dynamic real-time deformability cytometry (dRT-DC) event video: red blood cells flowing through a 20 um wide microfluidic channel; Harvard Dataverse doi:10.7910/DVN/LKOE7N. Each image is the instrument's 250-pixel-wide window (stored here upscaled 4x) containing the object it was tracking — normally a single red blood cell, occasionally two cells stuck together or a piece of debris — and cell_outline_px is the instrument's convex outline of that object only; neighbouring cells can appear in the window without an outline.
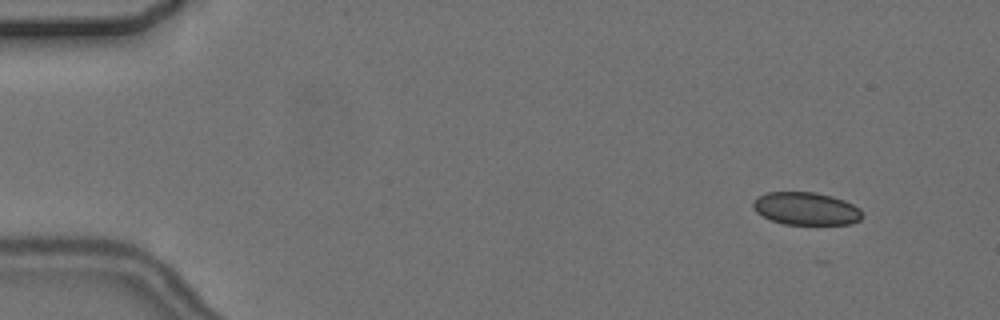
{"species": "common noctule bat (a hibernating species)", "species_latin": "Nyctalus noctula", "temperature_condition": "cold", "stored_images_in_passage": 5, "camera_frame_rate_fps": 3000, "um_per_image_px": 0.085, "animal": {"sex": "female", "body_mass_g": 24.6, "forearm_length_mm": 56.2}, "frame": {"image": 1, "passage_image": 2, "time_ms": 1.0, "image_size_px": [1000, 320], "cell_outline_px": [[864, 216], [860, 220], [852, 224], [784, 224], [772, 220], [756, 212], [752, 208], [752, 200], [756, 196], [768, 192], [816, 192], [832, 196], [844, 200], [860, 208]], "centroid_in_image_um": [68.51, 17.72], "position_along_channel_um": 16.5, "area_um2": 21.04}}